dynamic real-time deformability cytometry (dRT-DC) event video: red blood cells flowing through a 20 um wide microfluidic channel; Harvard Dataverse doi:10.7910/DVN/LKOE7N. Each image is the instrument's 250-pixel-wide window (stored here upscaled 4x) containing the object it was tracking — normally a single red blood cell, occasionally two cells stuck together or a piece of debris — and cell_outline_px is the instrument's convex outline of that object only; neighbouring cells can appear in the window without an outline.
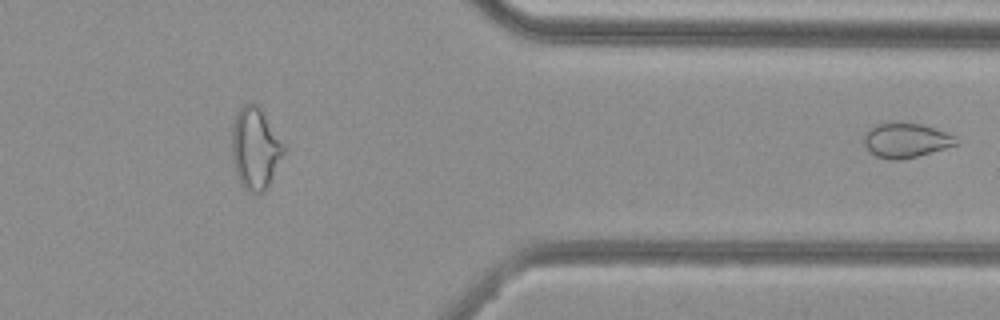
{"species": "common noctule bat (a hibernating species)", "species_latin": "Nyctalus noctula", "temperature_condition": "cold", "stored_images_in_passage": 46, "segment_of_instrument_passage": [2, 2], "camera_frame_rate_fps": 3000, "um_per_image_px": 0.085, "animal": {"sex": "female", "body_mass_g": 29.2, "forearm_length_mm": 56.3}, "frame": {"image": 1, "passage_image": 46, "time_ms": 15.0, "image_size_px": [1000, 320], "cell_outline_px": [[960, 144], [916, 156], [900, 160], [888, 160], [876, 156], [864, 144], [864, 132], [872, 124], [896, 120], [924, 124], [936, 128], [956, 136], [960, 140]], "centroid_in_image_um": [77.0, 11.87], "position_along_channel_um": 334.4, "area_um2": 19.31}}